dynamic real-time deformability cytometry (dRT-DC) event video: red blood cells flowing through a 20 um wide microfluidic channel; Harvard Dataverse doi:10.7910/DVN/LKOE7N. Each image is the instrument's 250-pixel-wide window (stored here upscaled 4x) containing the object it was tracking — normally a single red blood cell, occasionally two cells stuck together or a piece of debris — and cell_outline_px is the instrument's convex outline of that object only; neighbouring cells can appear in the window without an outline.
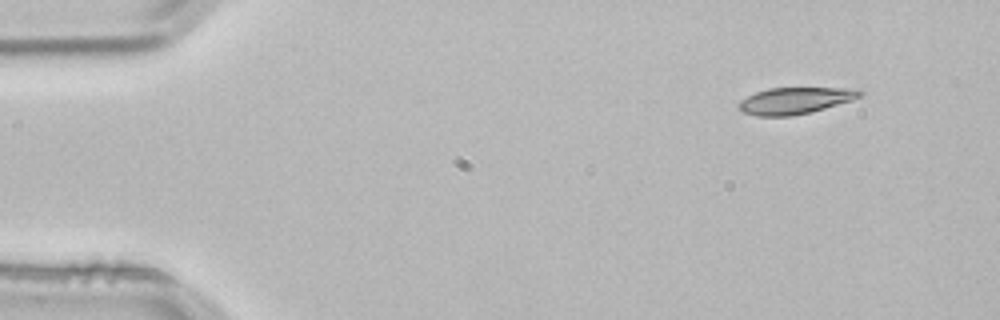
{"species": "common noctule bat (a hibernating species)", "species_latin": "Nyctalus noctula", "temperature_condition": "room temperature", "stored_images_in_passage": 4, "segment_of_instrument_passage": [1, 2], "camera_frame_rate_fps": 3000, "um_per_image_px": 0.085, "animal": {"sex": "male", "body_mass_g": 21.5, "forearm_length_mm": 52.0}, "frame": {"image": 1, "passage_image": 1, "time_ms": 0.0, "image_size_px": [1000, 320], "cell_outline_px": [[864, 92], [860, 96], [852, 100], [812, 112], [792, 116], [756, 116], [744, 112], [736, 104], [740, 100], [756, 92], [768, 88], [860, 88]], "centroid_in_image_um": [67.6, 8.55], "position_along_channel_um": 17.4, "area_um2": 18.84}}
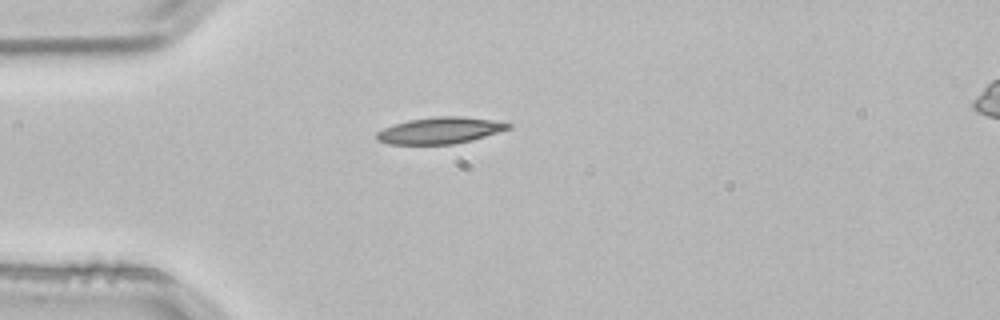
{"frame": {"image": 2, "passage_image": 3, "time_ms": 0.667, "image_size_px": [1000, 320], "cell_outline_px": [[512, 128], [472, 140], [452, 144], [388, 144], [376, 140], [376, 132], [384, 128], [408, 120], [436, 116], [464, 116], [512, 124]], "centroid_in_image_um": [37.38, 11.09], "position_along_channel_um": 47.6, "area_um2": 20.17}}